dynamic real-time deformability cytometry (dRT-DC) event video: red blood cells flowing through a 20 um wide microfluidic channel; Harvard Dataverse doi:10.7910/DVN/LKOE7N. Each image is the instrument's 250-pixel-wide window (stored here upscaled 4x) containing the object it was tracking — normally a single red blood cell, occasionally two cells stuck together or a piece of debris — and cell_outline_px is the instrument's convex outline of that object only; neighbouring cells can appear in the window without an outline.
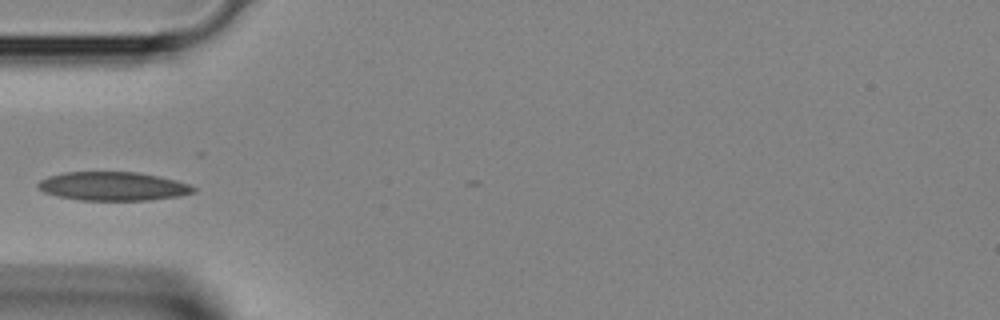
{"species": "Egyptian fruit bat (a non-hibernating species)", "species_latin": "Rousettus aegyptiacus", "temperature_condition": "room temperature", "stored_images_in_passage": 1, "camera_frame_rate_fps": 3000, "um_per_image_px": 0.085, "animal": {"sex": "female"}, "frame": {"image": 1, "passage_image": 1, "time_ms": 0.0, "image_size_px": [1000, 320], "cell_outline_px": [[196, 192], [180, 196], [148, 200], [80, 200], [56, 196], [44, 192], [36, 188], [36, 184], [40, 180], [48, 176], [64, 172], [136, 172], [160, 176], [176, 180], [188, 184], [196, 188]], "centroid_in_image_um": [9.59, 15.83], "position_along_channel_um": 75.4, "area_um2": 26.18}}